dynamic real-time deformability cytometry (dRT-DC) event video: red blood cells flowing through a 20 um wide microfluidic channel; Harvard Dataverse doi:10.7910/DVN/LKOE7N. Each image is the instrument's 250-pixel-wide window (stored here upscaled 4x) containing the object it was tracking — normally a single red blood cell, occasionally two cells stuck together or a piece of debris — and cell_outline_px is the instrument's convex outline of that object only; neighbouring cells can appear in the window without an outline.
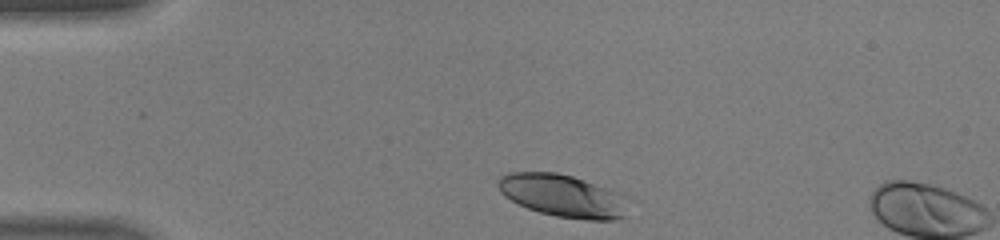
{"species": "human", "species_latin": "Homo sapiens", "temperature_condition": "warm", "stored_images_in_passage": 5, "camera_frame_rate_fps": 3000, "um_per_image_px": 0.085, "donor": {"sex": "male"}, "frame": {"image": 1, "passage_image": 1, "time_ms": 0.0, "image_size_px": [1000, 240], "cell_outline_px": [[636, 200], [628, 216], [616, 220], [588, 220], [556, 216], [540, 212], [528, 208], [504, 196], [500, 192], [496, 184], [496, 180], [500, 176], [508, 172], [556, 172], [572, 176], [584, 180], [628, 196]], "centroid_in_image_um": [47.97, 16.66], "position_along_channel_um": 37.0, "area_um2": 33.23}}